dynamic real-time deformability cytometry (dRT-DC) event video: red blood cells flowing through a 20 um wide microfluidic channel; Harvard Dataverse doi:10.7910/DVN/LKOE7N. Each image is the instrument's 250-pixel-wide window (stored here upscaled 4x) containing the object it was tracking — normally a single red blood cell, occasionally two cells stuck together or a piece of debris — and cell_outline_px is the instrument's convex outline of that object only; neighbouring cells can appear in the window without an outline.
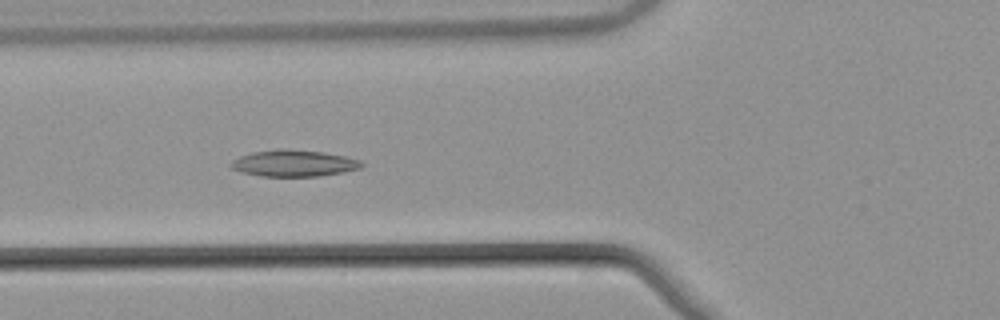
{"species": "common noctule bat (a hibernating species)", "species_latin": "Nyctalus noctula", "temperature_condition": "warm", "stored_images_in_passage": 56, "camera_frame_rate_fps": 3000, "um_per_image_px": 0.085, "animal": {"sex": "male", "body_mass_g": 21.5, "forearm_length_mm": 52.0}, "frame": {"image": 1, "passage_image": 22, "time_ms": 7.0, "image_size_px": [1000, 320], "cell_outline_px": [[364, 164], [360, 168], [344, 172], [316, 176], [260, 176], [240, 172], [232, 168], [228, 164], [232, 160], [240, 156], [252, 152], [280, 148], [284, 148], [324, 152], [348, 156], [360, 160]], "centroid_in_image_um": [24.97, 13.86], "position_along_channel_um": 100.8, "area_um2": 20.4}}
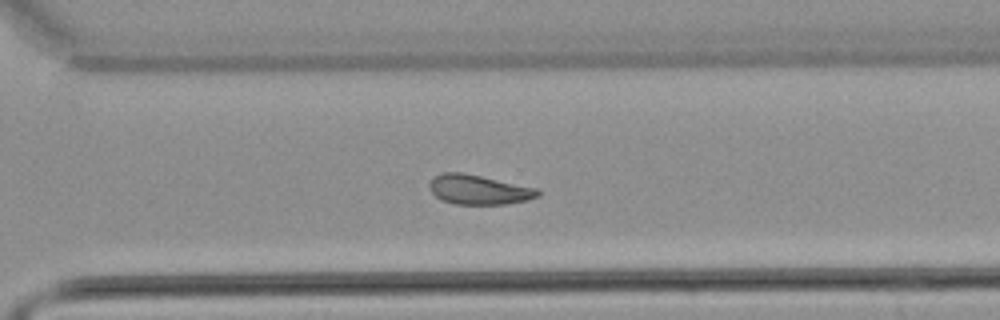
{"frame": {"image": 2, "passage_image": 40, "time_ms": 13.0, "image_size_px": [1000, 320], "cell_outline_px": [[540, 196], [528, 200], [504, 204], [456, 204], [440, 200], [428, 188], [428, 184], [440, 172], [464, 172], [536, 188], [540, 192]], "centroid_in_image_um": [40.67, 16.12], "position_along_channel_um": 329.9, "area_um2": 18.73}}
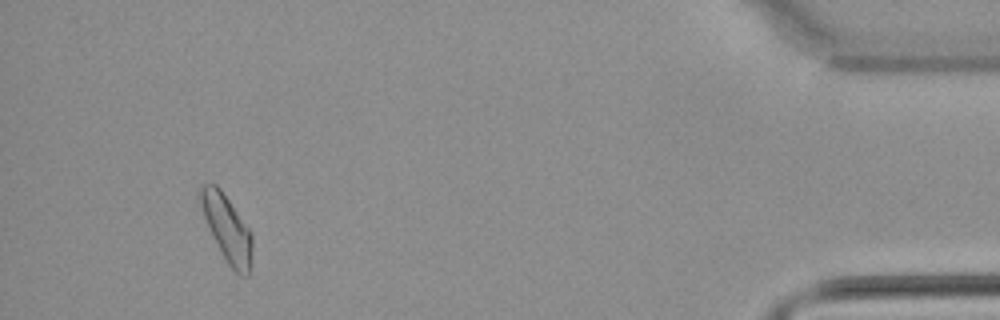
{"frame": {"image": 3, "passage_image": 52, "time_ms": 17.0, "image_size_px": [1000, 320], "cell_outline_px": [[252, 264], [248, 276], [240, 276], [228, 264], [204, 216], [196, 192], [200, 184], [216, 184], [220, 188], [252, 232]], "centroid_in_image_um": [19.31, 19.38], "position_along_channel_um": 415.9, "area_um2": 19.94}}